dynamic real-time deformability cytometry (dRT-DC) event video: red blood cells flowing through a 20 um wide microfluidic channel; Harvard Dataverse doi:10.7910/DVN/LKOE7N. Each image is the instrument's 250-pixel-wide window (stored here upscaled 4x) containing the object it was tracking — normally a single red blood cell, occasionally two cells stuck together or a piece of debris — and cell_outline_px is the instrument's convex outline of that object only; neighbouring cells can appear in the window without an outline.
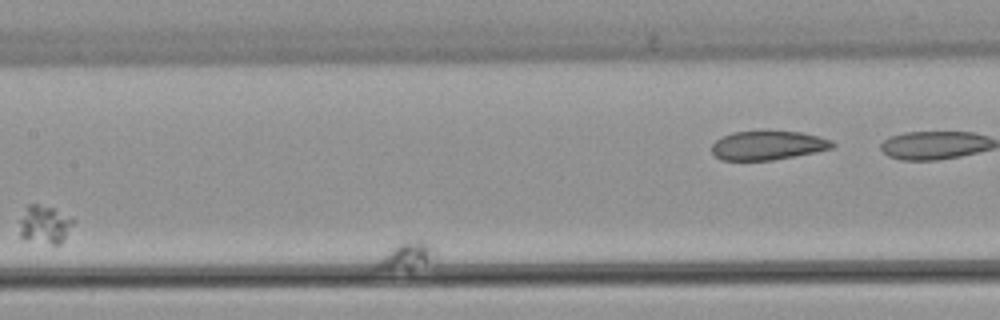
{"species": "common noctule bat (a hibernating species)", "species_latin": "Nyctalus noctula", "temperature_condition": "warm", "stored_images_in_passage": 64, "segment_of_instrument_passage": [2, 2], "camera_frame_rate_fps": 3000, "um_per_image_px": 0.085, "animal": {"sex": "female", "body_mass_g": 22.7, "forearm_length_mm": 54.2}, "frame": {"image": 1, "passage_image": 24, "time_ms": 7.667, "image_size_px": [1000, 320], "cell_outline_px": [[436, 260], [408, 272], [372, 268], [372, 264], [376, 260], [400, 240], [424, 240], [432, 244], [436, 248]], "centroid_in_image_um": [34.57, 21.77], "position_along_channel_um": 172.8, "area_um2": 10.4}}
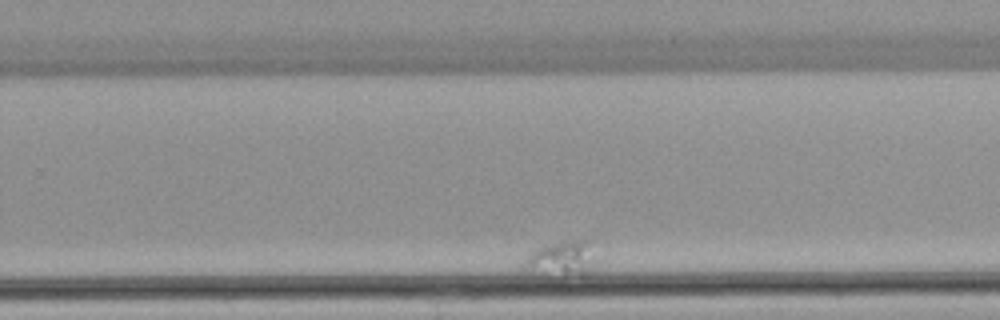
{"frame": {"image": 2, "passage_image": 52, "time_ms": 17.0, "image_size_px": [1000, 320], "cell_outline_px": [[596, 260], [584, 276], [580, 276], [524, 268], [524, 260], [532, 248], [560, 240], [588, 240]], "centroid_in_image_um": [47.77, 21.89], "position_along_channel_um": 282.0, "area_um2": 14.22}}